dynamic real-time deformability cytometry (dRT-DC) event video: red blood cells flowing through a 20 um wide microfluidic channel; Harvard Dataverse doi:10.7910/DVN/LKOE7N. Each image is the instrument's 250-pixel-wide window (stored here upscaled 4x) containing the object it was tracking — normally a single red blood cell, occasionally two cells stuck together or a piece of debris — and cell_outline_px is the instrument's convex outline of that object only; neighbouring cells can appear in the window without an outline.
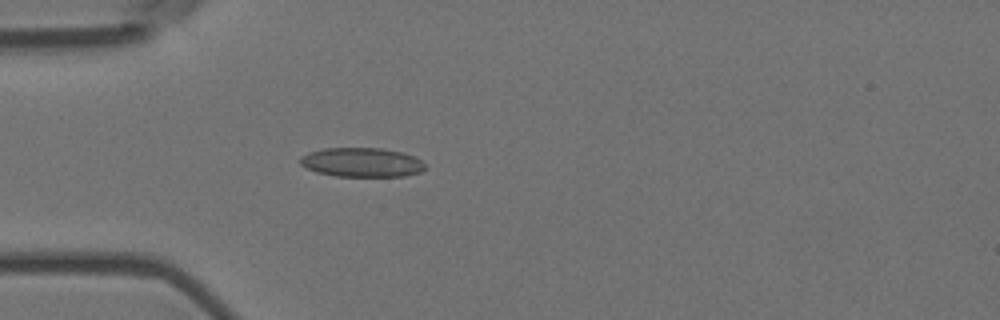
{"species": "Egyptian fruit bat (a non-hibernating species)", "species_latin": "Rousettus aegyptiacus", "temperature_condition": "room temperature", "stored_images_in_passage": 1, "camera_frame_rate_fps": 3000, "um_per_image_px": 0.085, "animal": {"sex": "female"}, "frame": {"image": 1, "passage_image": 1, "time_ms": 0.0, "image_size_px": [1000, 320], "cell_outline_px": [[424, 168], [420, 172], [404, 176], [336, 176], [316, 172], [300, 164], [300, 156], [308, 152], [324, 148], [380, 148], [400, 152], [416, 156], [424, 164]], "centroid_in_image_um": [30.73, 13.79], "position_along_channel_um": 54.3, "area_um2": 21.21}}